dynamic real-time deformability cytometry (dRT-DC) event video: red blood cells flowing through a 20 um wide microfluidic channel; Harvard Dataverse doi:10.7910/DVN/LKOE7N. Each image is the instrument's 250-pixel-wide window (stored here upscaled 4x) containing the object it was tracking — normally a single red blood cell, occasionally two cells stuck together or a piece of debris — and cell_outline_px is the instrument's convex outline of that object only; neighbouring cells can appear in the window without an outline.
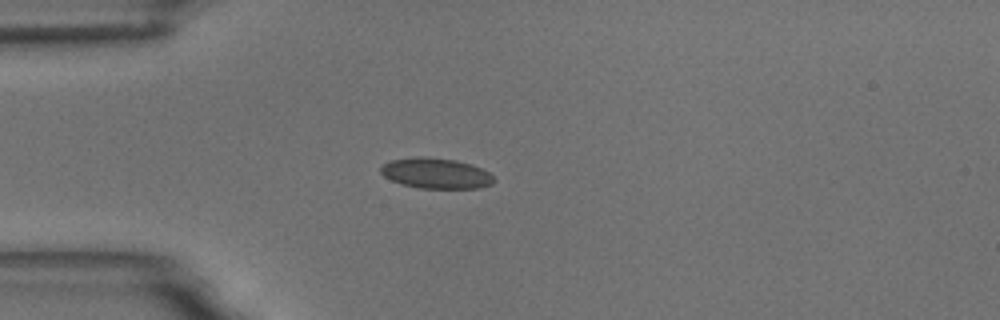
{"species": "common noctule bat (a hibernating species)", "species_latin": "Nyctalus noctula", "temperature_condition": "room temperature", "stored_images_in_passage": 14, "camera_frame_rate_fps": 3000, "um_per_image_px": 0.085, "animal": {"sex": "male", "body_mass_g": 18.8}, "frame": {"image": 1, "passage_image": 3, "time_ms": 3.333, "image_size_px": [1000, 320], "cell_outline_px": [[496, 180], [492, 184], [480, 188], [420, 188], [404, 184], [392, 180], [384, 176], [380, 172], [380, 168], [384, 164], [392, 160], [416, 156], [420, 156], [456, 160], [472, 164], [488, 172]], "centroid_in_image_um": [37.08, 14.73], "position_along_channel_um": 47.9, "area_um2": 20.0}}
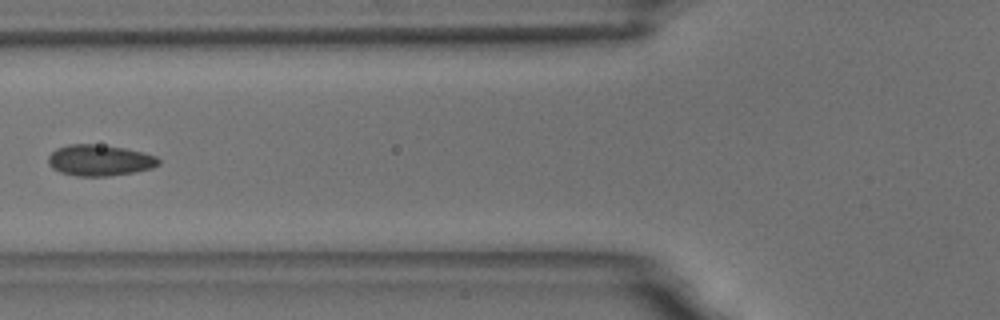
{"frame": {"image": 2, "passage_image": 5, "time_ms": 5.667, "image_size_px": [1000, 320], "cell_outline_px": [[160, 164], [152, 168], [136, 172], [108, 176], [76, 176], [60, 172], [52, 168], [48, 164], [48, 156], [56, 148], [68, 144], [92, 144], [124, 148], [144, 152], [156, 156], [160, 160]], "centroid_in_image_um": [8.47, 13.63], "position_along_channel_um": 117.3, "area_um2": 20.11}, "authors_computed_cell_mechanics": {"area_um2": 19.1896, "velocity_mm_per_s": 3.5466, "shape_relaxation_time_tau1_ms": 4.3955, "shape_relaxation_time_tau2_ms": null, "deformation_change_tau1": 0.0711, "deformation_change_tau2": null}}